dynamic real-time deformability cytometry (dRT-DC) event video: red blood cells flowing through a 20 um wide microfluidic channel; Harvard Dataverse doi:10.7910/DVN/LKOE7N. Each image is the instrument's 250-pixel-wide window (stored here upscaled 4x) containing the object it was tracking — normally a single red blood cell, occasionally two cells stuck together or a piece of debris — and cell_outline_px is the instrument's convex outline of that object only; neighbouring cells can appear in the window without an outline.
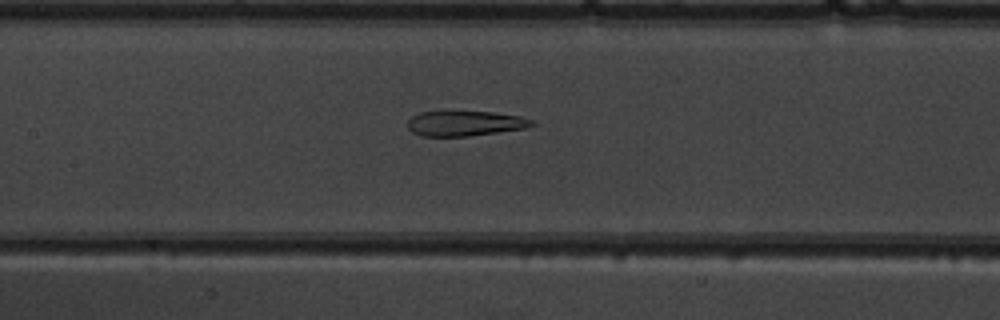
{"species": "common noctule bat (a hibernating species)", "species_latin": "Nyctalus noctula", "temperature_condition": "warm", "stored_images_in_passage": 40, "segment_of_instrument_passage": [1, 2], "camera_frame_rate_fps": 3000, "um_per_image_px": 0.085, "animal": {"sex": "male", "body_mass_g": 19.5, "forearm_length_mm": 54.6}, "frame": {"image": 1, "passage_image": 22, "time_ms": 7.0, "image_size_px": [1000, 320], "cell_outline_px": [[536, 124], [528, 128], [468, 136], [420, 136], [412, 132], [408, 128], [408, 120], [412, 116], [420, 112], [440, 108], [444, 108], [492, 112], [520, 116], [532, 120]], "centroid_in_image_um": [39.47, 10.43], "position_along_channel_um": 167.9, "area_um2": 19.19}}
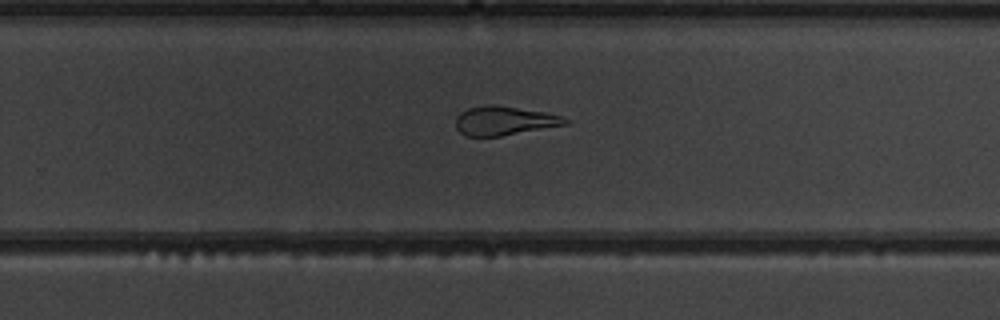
{"frame": {"image": 2, "passage_image": 31, "time_ms": 10.0, "image_size_px": [1000, 320], "cell_outline_px": [[568, 124], [500, 136], [464, 136], [456, 128], [456, 116], [460, 112], [468, 108], [488, 104], [492, 104], [544, 112], [560, 116], [568, 120]], "centroid_in_image_um": [42.81, 10.26], "position_along_channel_um": 287.0, "area_um2": 18.32}}
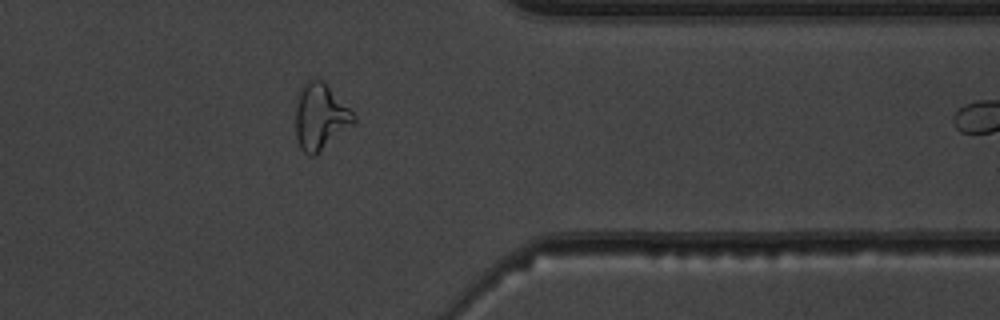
{"frame": {"image": 3, "passage_image": 39, "time_ms": 12.667, "image_size_px": [1000, 320], "cell_outline_px": [[356, 120], [352, 124], [312, 156], [308, 156], [300, 148], [296, 136], [296, 96], [300, 88], [308, 80], [324, 80], [356, 116]], "centroid_in_image_um": [27.19, 9.87], "position_along_channel_um": 384.2, "area_um2": 21.96}}